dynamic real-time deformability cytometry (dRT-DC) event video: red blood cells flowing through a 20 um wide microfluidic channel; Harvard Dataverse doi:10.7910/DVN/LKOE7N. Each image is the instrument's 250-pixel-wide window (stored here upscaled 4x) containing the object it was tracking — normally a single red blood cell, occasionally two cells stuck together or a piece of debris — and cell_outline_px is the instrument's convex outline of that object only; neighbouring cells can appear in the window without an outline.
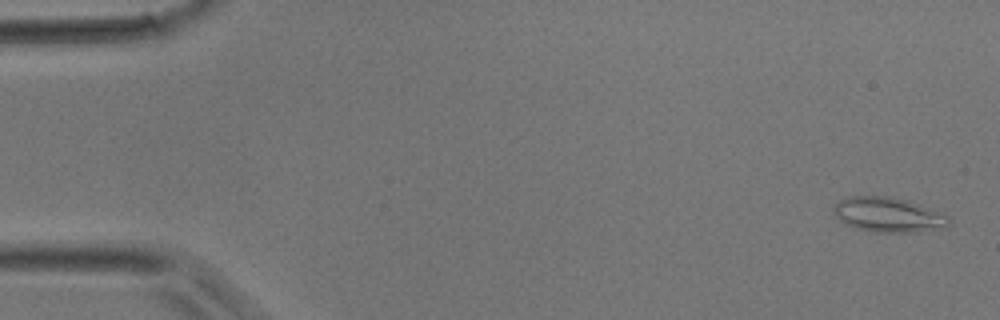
{"species": "common noctule bat (a hibernating species)", "species_latin": "Nyctalus noctula", "temperature_condition": "room temperature", "stored_images_in_passage": 5, "camera_frame_rate_fps": 3000, "um_per_image_px": 0.085, "animal": {"sex": "male", "body_mass_g": 17.9}, "frame": {"image": 1, "passage_image": 1, "time_ms": 0.0, "image_size_px": [1000, 320], "cell_outline_px": [[948, 224], [920, 232], [872, 232], [856, 228], [844, 224], [836, 216], [832, 208], [840, 200], [848, 196], [884, 196], [904, 200], [916, 204], [948, 216]], "centroid_in_image_um": [75.39, 18.26], "position_along_channel_um": 9.6, "area_um2": 22.72}}